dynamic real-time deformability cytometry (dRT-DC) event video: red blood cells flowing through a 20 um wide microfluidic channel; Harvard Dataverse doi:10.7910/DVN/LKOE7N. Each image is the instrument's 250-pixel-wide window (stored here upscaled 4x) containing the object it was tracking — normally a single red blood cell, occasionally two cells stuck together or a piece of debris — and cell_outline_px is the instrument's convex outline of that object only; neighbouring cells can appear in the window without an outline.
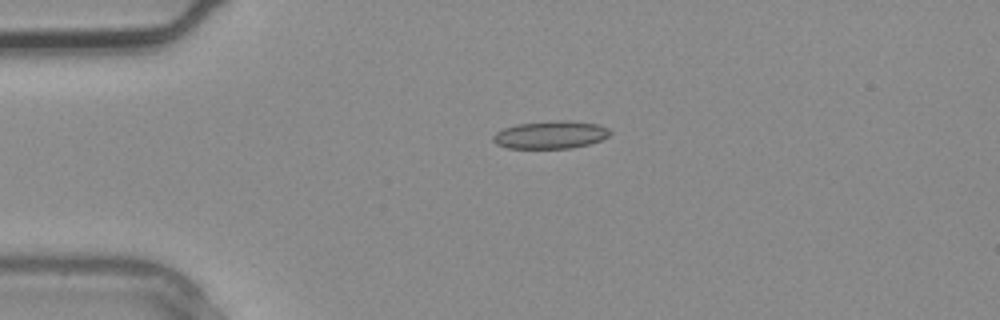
{"species": "common noctule bat (a hibernating species)", "species_latin": "Nyctalus noctula", "temperature_condition": "warm", "stored_images_in_passage": 2, "camera_frame_rate_fps": 3000, "um_per_image_px": 0.085, "animal": {"sex": "male", "body_mass_g": 20.4}, "frame": {"image": 1, "passage_image": 2, "time_ms": 0.333, "image_size_px": [1000, 320], "cell_outline_px": [[612, 132], [608, 136], [600, 140], [588, 144], [572, 148], [508, 148], [496, 144], [492, 140], [492, 136], [496, 132], [504, 128], [516, 124], [560, 120], [572, 120], [600, 124], [608, 128]], "centroid_in_image_um": [46.81, 11.45], "position_along_channel_um": 38.2, "area_um2": 19.02}}